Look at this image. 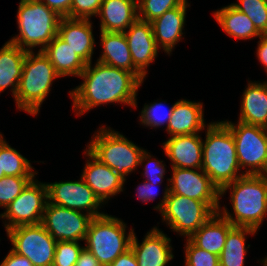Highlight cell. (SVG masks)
<instances>
[{
	"label": "cell",
	"instance_id": "cell-4",
	"mask_svg": "<svg viewBox=\"0 0 267 266\" xmlns=\"http://www.w3.org/2000/svg\"><path fill=\"white\" fill-rule=\"evenodd\" d=\"M58 79L61 77L42 51H27L17 94L13 99L17 111L37 118Z\"/></svg>",
	"mask_w": 267,
	"mask_h": 266
},
{
	"label": "cell",
	"instance_id": "cell-39",
	"mask_svg": "<svg viewBox=\"0 0 267 266\" xmlns=\"http://www.w3.org/2000/svg\"><path fill=\"white\" fill-rule=\"evenodd\" d=\"M103 0H72L70 18L93 19L98 15Z\"/></svg>",
	"mask_w": 267,
	"mask_h": 266
},
{
	"label": "cell",
	"instance_id": "cell-14",
	"mask_svg": "<svg viewBox=\"0 0 267 266\" xmlns=\"http://www.w3.org/2000/svg\"><path fill=\"white\" fill-rule=\"evenodd\" d=\"M169 193L205 202L215 213L219 210L220 190L201 169L168 168Z\"/></svg>",
	"mask_w": 267,
	"mask_h": 266
},
{
	"label": "cell",
	"instance_id": "cell-8",
	"mask_svg": "<svg viewBox=\"0 0 267 266\" xmlns=\"http://www.w3.org/2000/svg\"><path fill=\"white\" fill-rule=\"evenodd\" d=\"M233 135L244 175H267V135L264 128L229 119L221 120Z\"/></svg>",
	"mask_w": 267,
	"mask_h": 266
},
{
	"label": "cell",
	"instance_id": "cell-30",
	"mask_svg": "<svg viewBox=\"0 0 267 266\" xmlns=\"http://www.w3.org/2000/svg\"><path fill=\"white\" fill-rule=\"evenodd\" d=\"M43 164L45 161H31L21 154L17 148L9 144L5 135L0 131V165L4 176H38L33 163Z\"/></svg>",
	"mask_w": 267,
	"mask_h": 266
},
{
	"label": "cell",
	"instance_id": "cell-36",
	"mask_svg": "<svg viewBox=\"0 0 267 266\" xmlns=\"http://www.w3.org/2000/svg\"><path fill=\"white\" fill-rule=\"evenodd\" d=\"M182 240L183 266H220L219 256L197 247L189 238Z\"/></svg>",
	"mask_w": 267,
	"mask_h": 266
},
{
	"label": "cell",
	"instance_id": "cell-19",
	"mask_svg": "<svg viewBox=\"0 0 267 266\" xmlns=\"http://www.w3.org/2000/svg\"><path fill=\"white\" fill-rule=\"evenodd\" d=\"M161 149L171 168H202L203 143L202 133L167 137Z\"/></svg>",
	"mask_w": 267,
	"mask_h": 266
},
{
	"label": "cell",
	"instance_id": "cell-12",
	"mask_svg": "<svg viewBox=\"0 0 267 266\" xmlns=\"http://www.w3.org/2000/svg\"><path fill=\"white\" fill-rule=\"evenodd\" d=\"M74 180L46 182L48 202L72 210L84 212L92 217L104 215L105 206L94 195L93 190L79 175Z\"/></svg>",
	"mask_w": 267,
	"mask_h": 266
},
{
	"label": "cell",
	"instance_id": "cell-29",
	"mask_svg": "<svg viewBox=\"0 0 267 266\" xmlns=\"http://www.w3.org/2000/svg\"><path fill=\"white\" fill-rule=\"evenodd\" d=\"M258 236V231L250 227L234 226L227 234L224 248L219 256L220 266H245L251 244L248 238Z\"/></svg>",
	"mask_w": 267,
	"mask_h": 266
},
{
	"label": "cell",
	"instance_id": "cell-34",
	"mask_svg": "<svg viewBox=\"0 0 267 266\" xmlns=\"http://www.w3.org/2000/svg\"><path fill=\"white\" fill-rule=\"evenodd\" d=\"M36 176H4L0 179V208L3 211Z\"/></svg>",
	"mask_w": 267,
	"mask_h": 266
},
{
	"label": "cell",
	"instance_id": "cell-11",
	"mask_svg": "<svg viewBox=\"0 0 267 266\" xmlns=\"http://www.w3.org/2000/svg\"><path fill=\"white\" fill-rule=\"evenodd\" d=\"M5 233L13 252L25 256L33 266H52L57 242L41 223L17 226Z\"/></svg>",
	"mask_w": 267,
	"mask_h": 266
},
{
	"label": "cell",
	"instance_id": "cell-47",
	"mask_svg": "<svg viewBox=\"0 0 267 266\" xmlns=\"http://www.w3.org/2000/svg\"><path fill=\"white\" fill-rule=\"evenodd\" d=\"M4 177V174H1V165H0V179Z\"/></svg>",
	"mask_w": 267,
	"mask_h": 266
},
{
	"label": "cell",
	"instance_id": "cell-35",
	"mask_svg": "<svg viewBox=\"0 0 267 266\" xmlns=\"http://www.w3.org/2000/svg\"><path fill=\"white\" fill-rule=\"evenodd\" d=\"M160 186L163 188L162 193L159 194ZM135 196L136 200L138 199L142 204L152 203L156 198H158L161 194L159 202L153 205L152 209L159 213L165 206L166 199L169 195V185H159L157 182H147L141 181L138 185L135 186ZM159 195V196H158Z\"/></svg>",
	"mask_w": 267,
	"mask_h": 266
},
{
	"label": "cell",
	"instance_id": "cell-26",
	"mask_svg": "<svg viewBox=\"0 0 267 266\" xmlns=\"http://www.w3.org/2000/svg\"><path fill=\"white\" fill-rule=\"evenodd\" d=\"M26 54V50L10 41H5L0 47V96L8 91L6 93L10 92L15 98Z\"/></svg>",
	"mask_w": 267,
	"mask_h": 266
},
{
	"label": "cell",
	"instance_id": "cell-24",
	"mask_svg": "<svg viewBox=\"0 0 267 266\" xmlns=\"http://www.w3.org/2000/svg\"><path fill=\"white\" fill-rule=\"evenodd\" d=\"M99 30L125 32L137 19V0H103L99 13Z\"/></svg>",
	"mask_w": 267,
	"mask_h": 266
},
{
	"label": "cell",
	"instance_id": "cell-27",
	"mask_svg": "<svg viewBox=\"0 0 267 266\" xmlns=\"http://www.w3.org/2000/svg\"><path fill=\"white\" fill-rule=\"evenodd\" d=\"M61 78H78L87 63L58 35L42 50Z\"/></svg>",
	"mask_w": 267,
	"mask_h": 266
},
{
	"label": "cell",
	"instance_id": "cell-38",
	"mask_svg": "<svg viewBox=\"0 0 267 266\" xmlns=\"http://www.w3.org/2000/svg\"><path fill=\"white\" fill-rule=\"evenodd\" d=\"M84 242L59 241L56 243L52 266H74L84 248Z\"/></svg>",
	"mask_w": 267,
	"mask_h": 266
},
{
	"label": "cell",
	"instance_id": "cell-43",
	"mask_svg": "<svg viewBox=\"0 0 267 266\" xmlns=\"http://www.w3.org/2000/svg\"><path fill=\"white\" fill-rule=\"evenodd\" d=\"M109 266H139L136 256L130 248L125 253L118 256Z\"/></svg>",
	"mask_w": 267,
	"mask_h": 266
},
{
	"label": "cell",
	"instance_id": "cell-40",
	"mask_svg": "<svg viewBox=\"0 0 267 266\" xmlns=\"http://www.w3.org/2000/svg\"><path fill=\"white\" fill-rule=\"evenodd\" d=\"M50 9L56 11L61 17L70 18L72 0H39Z\"/></svg>",
	"mask_w": 267,
	"mask_h": 266
},
{
	"label": "cell",
	"instance_id": "cell-17",
	"mask_svg": "<svg viewBox=\"0 0 267 266\" xmlns=\"http://www.w3.org/2000/svg\"><path fill=\"white\" fill-rule=\"evenodd\" d=\"M190 7L191 1L185 0L179 7L172 8L151 21L156 45L168 57L186 39V17Z\"/></svg>",
	"mask_w": 267,
	"mask_h": 266
},
{
	"label": "cell",
	"instance_id": "cell-3",
	"mask_svg": "<svg viewBox=\"0 0 267 266\" xmlns=\"http://www.w3.org/2000/svg\"><path fill=\"white\" fill-rule=\"evenodd\" d=\"M202 170L221 190L225 185L242 177L231 130L221 121L213 120L204 129Z\"/></svg>",
	"mask_w": 267,
	"mask_h": 266
},
{
	"label": "cell",
	"instance_id": "cell-1",
	"mask_svg": "<svg viewBox=\"0 0 267 266\" xmlns=\"http://www.w3.org/2000/svg\"><path fill=\"white\" fill-rule=\"evenodd\" d=\"M78 78L82 81L68 91L72 112L78 118L105 105L130 107V112L139 108L138 92L144 83L133 72L95 60L86 65Z\"/></svg>",
	"mask_w": 267,
	"mask_h": 266
},
{
	"label": "cell",
	"instance_id": "cell-10",
	"mask_svg": "<svg viewBox=\"0 0 267 266\" xmlns=\"http://www.w3.org/2000/svg\"><path fill=\"white\" fill-rule=\"evenodd\" d=\"M36 176L23 189L21 194L0 212L3 230L21 225L40 224L48 202V191L45 181Z\"/></svg>",
	"mask_w": 267,
	"mask_h": 266
},
{
	"label": "cell",
	"instance_id": "cell-31",
	"mask_svg": "<svg viewBox=\"0 0 267 266\" xmlns=\"http://www.w3.org/2000/svg\"><path fill=\"white\" fill-rule=\"evenodd\" d=\"M139 110V115L137 117L138 125L142 128H147L148 130H155L162 128L163 130L167 129L171 115L174 109V103L172 105L167 104V100H162V98L154 99V101H149L144 103Z\"/></svg>",
	"mask_w": 267,
	"mask_h": 266
},
{
	"label": "cell",
	"instance_id": "cell-7",
	"mask_svg": "<svg viewBox=\"0 0 267 266\" xmlns=\"http://www.w3.org/2000/svg\"><path fill=\"white\" fill-rule=\"evenodd\" d=\"M125 219L108 214L94 217L89 225L84 247L102 266H109L119 255L130 249L135 228Z\"/></svg>",
	"mask_w": 267,
	"mask_h": 266
},
{
	"label": "cell",
	"instance_id": "cell-41",
	"mask_svg": "<svg viewBox=\"0 0 267 266\" xmlns=\"http://www.w3.org/2000/svg\"><path fill=\"white\" fill-rule=\"evenodd\" d=\"M257 40L254 55L267 75V34L261 35Z\"/></svg>",
	"mask_w": 267,
	"mask_h": 266
},
{
	"label": "cell",
	"instance_id": "cell-28",
	"mask_svg": "<svg viewBox=\"0 0 267 266\" xmlns=\"http://www.w3.org/2000/svg\"><path fill=\"white\" fill-rule=\"evenodd\" d=\"M233 227L227 219L216 212L189 239L197 247L220 256L227 234Z\"/></svg>",
	"mask_w": 267,
	"mask_h": 266
},
{
	"label": "cell",
	"instance_id": "cell-9",
	"mask_svg": "<svg viewBox=\"0 0 267 266\" xmlns=\"http://www.w3.org/2000/svg\"><path fill=\"white\" fill-rule=\"evenodd\" d=\"M161 225L181 239L190 238L215 212L203 201L169 193L164 208L158 213Z\"/></svg>",
	"mask_w": 267,
	"mask_h": 266
},
{
	"label": "cell",
	"instance_id": "cell-15",
	"mask_svg": "<svg viewBox=\"0 0 267 266\" xmlns=\"http://www.w3.org/2000/svg\"><path fill=\"white\" fill-rule=\"evenodd\" d=\"M81 152L85 164L79 175L93 190L99 201L107 207L112 199L127 190L125 179L97 159L86 147Z\"/></svg>",
	"mask_w": 267,
	"mask_h": 266
},
{
	"label": "cell",
	"instance_id": "cell-32",
	"mask_svg": "<svg viewBox=\"0 0 267 266\" xmlns=\"http://www.w3.org/2000/svg\"><path fill=\"white\" fill-rule=\"evenodd\" d=\"M142 167V172L138 171L141 174V178L147 182H157L159 185H169V177H167V170L169 166L166 165L164 159H158L153 155L151 151L144 150L140 158L139 169ZM166 179V183L164 182Z\"/></svg>",
	"mask_w": 267,
	"mask_h": 266
},
{
	"label": "cell",
	"instance_id": "cell-20",
	"mask_svg": "<svg viewBox=\"0 0 267 266\" xmlns=\"http://www.w3.org/2000/svg\"><path fill=\"white\" fill-rule=\"evenodd\" d=\"M94 28L93 19L62 17L57 35L88 64L95 61L93 59L96 54L97 42Z\"/></svg>",
	"mask_w": 267,
	"mask_h": 266
},
{
	"label": "cell",
	"instance_id": "cell-5",
	"mask_svg": "<svg viewBox=\"0 0 267 266\" xmlns=\"http://www.w3.org/2000/svg\"><path fill=\"white\" fill-rule=\"evenodd\" d=\"M85 147L102 163L123 177L125 184L129 182V176L139 170L140 158L145 150L107 123L99 124Z\"/></svg>",
	"mask_w": 267,
	"mask_h": 266
},
{
	"label": "cell",
	"instance_id": "cell-6",
	"mask_svg": "<svg viewBox=\"0 0 267 266\" xmlns=\"http://www.w3.org/2000/svg\"><path fill=\"white\" fill-rule=\"evenodd\" d=\"M16 11L18 34L8 41L26 51H42L57 35L62 17L39 0H19Z\"/></svg>",
	"mask_w": 267,
	"mask_h": 266
},
{
	"label": "cell",
	"instance_id": "cell-23",
	"mask_svg": "<svg viewBox=\"0 0 267 266\" xmlns=\"http://www.w3.org/2000/svg\"><path fill=\"white\" fill-rule=\"evenodd\" d=\"M246 80L247 84L240 95L237 121L263 127L267 123V83L264 79Z\"/></svg>",
	"mask_w": 267,
	"mask_h": 266
},
{
	"label": "cell",
	"instance_id": "cell-22",
	"mask_svg": "<svg viewBox=\"0 0 267 266\" xmlns=\"http://www.w3.org/2000/svg\"><path fill=\"white\" fill-rule=\"evenodd\" d=\"M99 31L100 53L96 61L105 65L133 72L143 83L146 77L133 65L131 52L124 32Z\"/></svg>",
	"mask_w": 267,
	"mask_h": 266
},
{
	"label": "cell",
	"instance_id": "cell-33",
	"mask_svg": "<svg viewBox=\"0 0 267 266\" xmlns=\"http://www.w3.org/2000/svg\"><path fill=\"white\" fill-rule=\"evenodd\" d=\"M231 4L246 14L262 35L267 34V0H235Z\"/></svg>",
	"mask_w": 267,
	"mask_h": 266
},
{
	"label": "cell",
	"instance_id": "cell-21",
	"mask_svg": "<svg viewBox=\"0 0 267 266\" xmlns=\"http://www.w3.org/2000/svg\"><path fill=\"white\" fill-rule=\"evenodd\" d=\"M202 100H191L181 98L174 101V109L171 119L164 131L167 137L203 133L204 129L212 122L207 123L205 117V106Z\"/></svg>",
	"mask_w": 267,
	"mask_h": 266
},
{
	"label": "cell",
	"instance_id": "cell-37",
	"mask_svg": "<svg viewBox=\"0 0 267 266\" xmlns=\"http://www.w3.org/2000/svg\"><path fill=\"white\" fill-rule=\"evenodd\" d=\"M185 0H137L138 19L151 22Z\"/></svg>",
	"mask_w": 267,
	"mask_h": 266
},
{
	"label": "cell",
	"instance_id": "cell-2",
	"mask_svg": "<svg viewBox=\"0 0 267 266\" xmlns=\"http://www.w3.org/2000/svg\"><path fill=\"white\" fill-rule=\"evenodd\" d=\"M223 199H228L231 210L224 201L222 203ZM218 212L233 226L250 227L260 232L267 219V175H243L225 185L220 190Z\"/></svg>",
	"mask_w": 267,
	"mask_h": 266
},
{
	"label": "cell",
	"instance_id": "cell-16",
	"mask_svg": "<svg viewBox=\"0 0 267 266\" xmlns=\"http://www.w3.org/2000/svg\"><path fill=\"white\" fill-rule=\"evenodd\" d=\"M151 227L142 237L138 239L134 230L130 248L134 252L139 266H169L175 259V249L172 245V238L164 230L159 228V224Z\"/></svg>",
	"mask_w": 267,
	"mask_h": 266
},
{
	"label": "cell",
	"instance_id": "cell-45",
	"mask_svg": "<svg viewBox=\"0 0 267 266\" xmlns=\"http://www.w3.org/2000/svg\"><path fill=\"white\" fill-rule=\"evenodd\" d=\"M257 261V263L261 266H267V253H266V255H265V257H261V258H259V259H257L256 260Z\"/></svg>",
	"mask_w": 267,
	"mask_h": 266
},
{
	"label": "cell",
	"instance_id": "cell-13",
	"mask_svg": "<svg viewBox=\"0 0 267 266\" xmlns=\"http://www.w3.org/2000/svg\"><path fill=\"white\" fill-rule=\"evenodd\" d=\"M94 217L47 202L41 224L56 241L84 242Z\"/></svg>",
	"mask_w": 267,
	"mask_h": 266
},
{
	"label": "cell",
	"instance_id": "cell-25",
	"mask_svg": "<svg viewBox=\"0 0 267 266\" xmlns=\"http://www.w3.org/2000/svg\"><path fill=\"white\" fill-rule=\"evenodd\" d=\"M212 17L229 38L238 41L257 40L262 34L246 14L236 9L231 3L211 12Z\"/></svg>",
	"mask_w": 267,
	"mask_h": 266
},
{
	"label": "cell",
	"instance_id": "cell-42",
	"mask_svg": "<svg viewBox=\"0 0 267 266\" xmlns=\"http://www.w3.org/2000/svg\"><path fill=\"white\" fill-rule=\"evenodd\" d=\"M2 258L0 266H33L25 256L16 254L11 249Z\"/></svg>",
	"mask_w": 267,
	"mask_h": 266
},
{
	"label": "cell",
	"instance_id": "cell-44",
	"mask_svg": "<svg viewBox=\"0 0 267 266\" xmlns=\"http://www.w3.org/2000/svg\"><path fill=\"white\" fill-rule=\"evenodd\" d=\"M74 266H102L95 256L85 247L79 254L78 260Z\"/></svg>",
	"mask_w": 267,
	"mask_h": 266
},
{
	"label": "cell",
	"instance_id": "cell-18",
	"mask_svg": "<svg viewBox=\"0 0 267 266\" xmlns=\"http://www.w3.org/2000/svg\"><path fill=\"white\" fill-rule=\"evenodd\" d=\"M133 65L147 78L162 51L157 47L151 22L137 19L125 32ZM161 52V53H159Z\"/></svg>",
	"mask_w": 267,
	"mask_h": 266
},
{
	"label": "cell",
	"instance_id": "cell-46",
	"mask_svg": "<svg viewBox=\"0 0 267 266\" xmlns=\"http://www.w3.org/2000/svg\"><path fill=\"white\" fill-rule=\"evenodd\" d=\"M265 134L267 135V123L263 126Z\"/></svg>",
	"mask_w": 267,
	"mask_h": 266
}]
</instances>
